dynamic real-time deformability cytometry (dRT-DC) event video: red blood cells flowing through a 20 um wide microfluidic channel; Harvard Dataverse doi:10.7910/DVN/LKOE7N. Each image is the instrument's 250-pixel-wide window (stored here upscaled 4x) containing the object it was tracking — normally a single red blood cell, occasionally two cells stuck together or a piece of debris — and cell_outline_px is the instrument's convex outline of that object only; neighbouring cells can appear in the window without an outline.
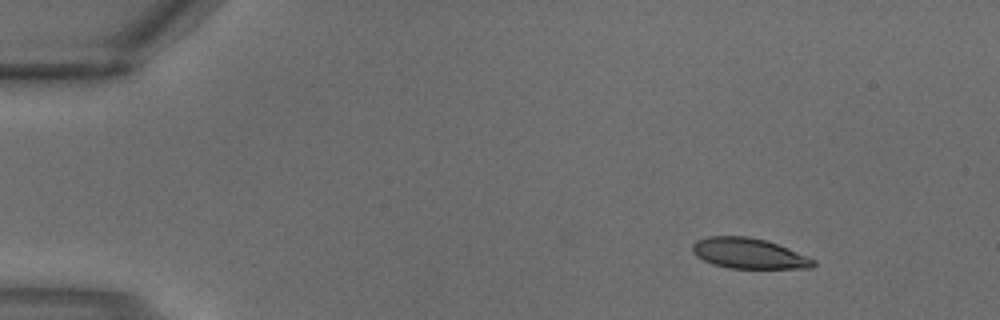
{"species": "common noctule bat (a hibernating species)", "species_latin": "Nyctalus noctula", "temperature_condition": "warm", "stored_images_in_passage": 2, "camera_frame_rate_fps": 3000, "um_per_image_px": 0.085, "animal": {"sex": "male", "body_mass_g": 18.8}, "frame": {"image": 1, "passage_image": 1, "time_ms": 0.0, "image_size_px": [1000, 320], "cell_outline_px": [[816, 264], [812, 268], [728, 268], [704, 260], [696, 256], [692, 252], [692, 244], [696, 240], [708, 236], [748, 236], [764, 240], [776, 244], [816, 260]], "centroid_in_image_um": [63.62, 21.54], "position_along_channel_um": 21.4, "area_um2": 21.21}}